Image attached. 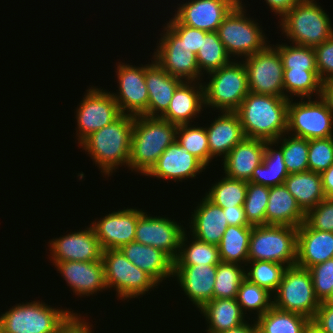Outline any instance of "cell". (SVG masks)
Here are the masks:
<instances>
[{
	"label": "cell",
	"instance_id": "cell-58",
	"mask_svg": "<svg viewBox=\"0 0 333 333\" xmlns=\"http://www.w3.org/2000/svg\"><path fill=\"white\" fill-rule=\"evenodd\" d=\"M248 319L245 323L241 324L238 327L229 329L227 331L221 332V333H256L258 330L257 325L255 323V320L251 318V320Z\"/></svg>",
	"mask_w": 333,
	"mask_h": 333
},
{
	"label": "cell",
	"instance_id": "cell-38",
	"mask_svg": "<svg viewBox=\"0 0 333 333\" xmlns=\"http://www.w3.org/2000/svg\"><path fill=\"white\" fill-rule=\"evenodd\" d=\"M283 86L285 98H313L321 96L322 81L317 70H284Z\"/></svg>",
	"mask_w": 333,
	"mask_h": 333
},
{
	"label": "cell",
	"instance_id": "cell-22",
	"mask_svg": "<svg viewBox=\"0 0 333 333\" xmlns=\"http://www.w3.org/2000/svg\"><path fill=\"white\" fill-rule=\"evenodd\" d=\"M217 265H174L173 281L198 311L213 299Z\"/></svg>",
	"mask_w": 333,
	"mask_h": 333
},
{
	"label": "cell",
	"instance_id": "cell-56",
	"mask_svg": "<svg viewBox=\"0 0 333 333\" xmlns=\"http://www.w3.org/2000/svg\"><path fill=\"white\" fill-rule=\"evenodd\" d=\"M320 97L325 101L329 111L333 115V78L322 82Z\"/></svg>",
	"mask_w": 333,
	"mask_h": 333
},
{
	"label": "cell",
	"instance_id": "cell-13",
	"mask_svg": "<svg viewBox=\"0 0 333 333\" xmlns=\"http://www.w3.org/2000/svg\"><path fill=\"white\" fill-rule=\"evenodd\" d=\"M163 25L153 59L171 76L202 82L206 77L199 70L196 54L165 23Z\"/></svg>",
	"mask_w": 333,
	"mask_h": 333
},
{
	"label": "cell",
	"instance_id": "cell-29",
	"mask_svg": "<svg viewBox=\"0 0 333 333\" xmlns=\"http://www.w3.org/2000/svg\"><path fill=\"white\" fill-rule=\"evenodd\" d=\"M119 250L131 263L150 275L159 285L165 283V280L172 281L174 261L162 250L136 241L121 246Z\"/></svg>",
	"mask_w": 333,
	"mask_h": 333
},
{
	"label": "cell",
	"instance_id": "cell-39",
	"mask_svg": "<svg viewBox=\"0 0 333 333\" xmlns=\"http://www.w3.org/2000/svg\"><path fill=\"white\" fill-rule=\"evenodd\" d=\"M236 301L248 319L254 320L273 306V295L245 278L237 292ZM249 312V314L247 313ZM254 314V315H251ZM254 316V317H250Z\"/></svg>",
	"mask_w": 333,
	"mask_h": 333
},
{
	"label": "cell",
	"instance_id": "cell-55",
	"mask_svg": "<svg viewBox=\"0 0 333 333\" xmlns=\"http://www.w3.org/2000/svg\"><path fill=\"white\" fill-rule=\"evenodd\" d=\"M88 320H90L89 316L86 319L78 317L62 333H94L93 324Z\"/></svg>",
	"mask_w": 333,
	"mask_h": 333
},
{
	"label": "cell",
	"instance_id": "cell-25",
	"mask_svg": "<svg viewBox=\"0 0 333 333\" xmlns=\"http://www.w3.org/2000/svg\"><path fill=\"white\" fill-rule=\"evenodd\" d=\"M205 109L202 82L183 81L175 90L169 108L161 116L177 126L195 123Z\"/></svg>",
	"mask_w": 333,
	"mask_h": 333
},
{
	"label": "cell",
	"instance_id": "cell-3",
	"mask_svg": "<svg viewBox=\"0 0 333 333\" xmlns=\"http://www.w3.org/2000/svg\"><path fill=\"white\" fill-rule=\"evenodd\" d=\"M289 99L249 92L235 111L246 138L275 141L287 133Z\"/></svg>",
	"mask_w": 333,
	"mask_h": 333
},
{
	"label": "cell",
	"instance_id": "cell-1",
	"mask_svg": "<svg viewBox=\"0 0 333 333\" xmlns=\"http://www.w3.org/2000/svg\"><path fill=\"white\" fill-rule=\"evenodd\" d=\"M133 123L134 116L122 114L77 145L91 157L104 178L112 177L122 166L128 168Z\"/></svg>",
	"mask_w": 333,
	"mask_h": 333
},
{
	"label": "cell",
	"instance_id": "cell-44",
	"mask_svg": "<svg viewBox=\"0 0 333 333\" xmlns=\"http://www.w3.org/2000/svg\"><path fill=\"white\" fill-rule=\"evenodd\" d=\"M286 268L277 262L248 261L245 266V277L273 295L281 283Z\"/></svg>",
	"mask_w": 333,
	"mask_h": 333
},
{
	"label": "cell",
	"instance_id": "cell-60",
	"mask_svg": "<svg viewBox=\"0 0 333 333\" xmlns=\"http://www.w3.org/2000/svg\"><path fill=\"white\" fill-rule=\"evenodd\" d=\"M326 301L333 303V292H332L331 296Z\"/></svg>",
	"mask_w": 333,
	"mask_h": 333
},
{
	"label": "cell",
	"instance_id": "cell-15",
	"mask_svg": "<svg viewBox=\"0 0 333 333\" xmlns=\"http://www.w3.org/2000/svg\"><path fill=\"white\" fill-rule=\"evenodd\" d=\"M116 92L110 91L121 114L130 116H148V90L145 84V65L132 63H115ZM131 64V65H130Z\"/></svg>",
	"mask_w": 333,
	"mask_h": 333
},
{
	"label": "cell",
	"instance_id": "cell-34",
	"mask_svg": "<svg viewBox=\"0 0 333 333\" xmlns=\"http://www.w3.org/2000/svg\"><path fill=\"white\" fill-rule=\"evenodd\" d=\"M310 321L306 316L283 311L275 306L255 319L260 333H304Z\"/></svg>",
	"mask_w": 333,
	"mask_h": 333
},
{
	"label": "cell",
	"instance_id": "cell-14",
	"mask_svg": "<svg viewBox=\"0 0 333 333\" xmlns=\"http://www.w3.org/2000/svg\"><path fill=\"white\" fill-rule=\"evenodd\" d=\"M242 61L247 72L249 92L284 97L283 63L272 44Z\"/></svg>",
	"mask_w": 333,
	"mask_h": 333
},
{
	"label": "cell",
	"instance_id": "cell-61",
	"mask_svg": "<svg viewBox=\"0 0 333 333\" xmlns=\"http://www.w3.org/2000/svg\"><path fill=\"white\" fill-rule=\"evenodd\" d=\"M0 333H5V331L3 330V328L0 326Z\"/></svg>",
	"mask_w": 333,
	"mask_h": 333
},
{
	"label": "cell",
	"instance_id": "cell-24",
	"mask_svg": "<svg viewBox=\"0 0 333 333\" xmlns=\"http://www.w3.org/2000/svg\"><path fill=\"white\" fill-rule=\"evenodd\" d=\"M218 116L208 120L205 125L208 136V145L210 151V164L215 161H221L227 154L244 138L242 125L235 112H218ZM207 125V126H206Z\"/></svg>",
	"mask_w": 333,
	"mask_h": 333
},
{
	"label": "cell",
	"instance_id": "cell-33",
	"mask_svg": "<svg viewBox=\"0 0 333 333\" xmlns=\"http://www.w3.org/2000/svg\"><path fill=\"white\" fill-rule=\"evenodd\" d=\"M288 175L282 149L274 141H266L263 162L254 169L248 182L268 187L278 186L284 184Z\"/></svg>",
	"mask_w": 333,
	"mask_h": 333
},
{
	"label": "cell",
	"instance_id": "cell-17",
	"mask_svg": "<svg viewBox=\"0 0 333 333\" xmlns=\"http://www.w3.org/2000/svg\"><path fill=\"white\" fill-rule=\"evenodd\" d=\"M47 245L50 262L102 260L103 249L91 224L84 229L53 238Z\"/></svg>",
	"mask_w": 333,
	"mask_h": 333
},
{
	"label": "cell",
	"instance_id": "cell-41",
	"mask_svg": "<svg viewBox=\"0 0 333 333\" xmlns=\"http://www.w3.org/2000/svg\"><path fill=\"white\" fill-rule=\"evenodd\" d=\"M176 140L189 153L198 158L207 168L210 165V151L205 125L197 123L179 125Z\"/></svg>",
	"mask_w": 333,
	"mask_h": 333
},
{
	"label": "cell",
	"instance_id": "cell-36",
	"mask_svg": "<svg viewBox=\"0 0 333 333\" xmlns=\"http://www.w3.org/2000/svg\"><path fill=\"white\" fill-rule=\"evenodd\" d=\"M220 262L217 245L199 241L187 231L184 233L174 265H218Z\"/></svg>",
	"mask_w": 333,
	"mask_h": 333
},
{
	"label": "cell",
	"instance_id": "cell-47",
	"mask_svg": "<svg viewBox=\"0 0 333 333\" xmlns=\"http://www.w3.org/2000/svg\"><path fill=\"white\" fill-rule=\"evenodd\" d=\"M333 164V136L308 140L309 171L322 173Z\"/></svg>",
	"mask_w": 333,
	"mask_h": 333
},
{
	"label": "cell",
	"instance_id": "cell-49",
	"mask_svg": "<svg viewBox=\"0 0 333 333\" xmlns=\"http://www.w3.org/2000/svg\"><path fill=\"white\" fill-rule=\"evenodd\" d=\"M305 221L313 229L333 233V198H326L311 208Z\"/></svg>",
	"mask_w": 333,
	"mask_h": 333
},
{
	"label": "cell",
	"instance_id": "cell-4",
	"mask_svg": "<svg viewBox=\"0 0 333 333\" xmlns=\"http://www.w3.org/2000/svg\"><path fill=\"white\" fill-rule=\"evenodd\" d=\"M177 125L161 117H134L128 170L145 176L176 140Z\"/></svg>",
	"mask_w": 333,
	"mask_h": 333
},
{
	"label": "cell",
	"instance_id": "cell-8",
	"mask_svg": "<svg viewBox=\"0 0 333 333\" xmlns=\"http://www.w3.org/2000/svg\"><path fill=\"white\" fill-rule=\"evenodd\" d=\"M102 261L107 289L112 291L114 288L117 300H140L145 294L159 288L150 275L131 263L119 249L103 250Z\"/></svg>",
	"mask_w": 333,
	"mask_h": 333
},
{
	"label": "cell",
	"instance_id": "cell-31",
	"mask_svg": "<svg viewBox=\"0 0 333 333\" xmlns=\"http://www.w3.org/2000/svg\"><path fill=\"white\" fill-rule=\"evenodd\" d=\"M198 311L207 324L206 333H221L240 326L248 319L242 312L236 298L212 299Z\"/></svg>",
	"mask_w": 333,
	"mask_h": 333
},
{
	"label": "cell",
	"instance_id": "cell-16",
	"mask_svg": "<svg viewBox=\"0 0 333 333\" xmlns=\"http://www.w3.org/2000/svg\"><path fill=\"white\" fill-rule=\"evenodd\" d=\"M186 231L175 218L152 215L145 210L138 217L134 241L160 249L174 261Z\"/></svg>",
	"mask_w": 333,
	"mask_h": 333
},
{
	"label": "cell",
	"instance_id": "cell-5",
	"mask_svg": "<svg viewBox=\"0 0 333 333\" xmlns=\"http://www.w3.org/2000/svg\"><path fill=\"white\" fill-rule=\"evenodd\" d=\"M320 4L316 0H303L278 20L277 28L288 43L314 48L331 37V16Z\"/></svg>",
	"mask_w": 333,
	"mask_h": 333
},
{
	"label": "cell",
	"instance_id": "cell-27",
	"mask_svg": "<svg viewBox=\"0 0 333 333\" xmlns=\"http://www.w3.org/2000/svg\"><path fill=\"white\" fill-rule=\"evenodd\" d=\"M265 146V140L245 137L220 162L223 174L248 182L254 169L263 162Z\"/></svg>",
	"mask_w": 333,
	"mask_h": 333
},
{
	"label": "cell",
	"instance_id": "cell-2",
	"mask_svg": "<svg viewBox=\"0 0 333 333\" xmlns=\"http://www.w3.org/2000/svg\"><path fill=\"white\" fill-rule=\"evenodd\" d=\"M71 309L51 306L38 299L20 302L1 312L0 326L5 333H62L78 317L89 315Z\"/></svg>",
	"mask_w": 333,
	"mask_h": 333
},
{
	"label": "cell",
	"instance_id": "cell-7",
	"mask_svg": "<svg viewBox=\"0 0 333 333\" xmlns=\"http://www.w3.org/2000/svg\"><path fill=\"white\" fill-rule=\"evenodd\" d=\"M205 76L207 80L202 81L205 110L235 112L249 93L247 72L240 59H232Z\"/></svg>",
	"mask_w": 333,
	"mask_h": 333
},
{
	"label": "cell",
	"instance_id": "cell-11",
	"mask_svg": "<svg viewBox=\"0 0 333 333\" xmlns=\"http://www.w3.org/2000/svg\"><path fill=\"white\" fill-rule=\"evenodd\" d=\"M320 303L315 295L309 270L297 265L287 267L273 294V306L312 320Z\"/></svg>",
	"mask_w": 333,
	"mask_h": 333
},
{
	"label": "cell",
	"instance_id": "cell-23",
	"mask_svg": "<svg viewBox=\"0 0 333 333\" xmlns=\"http://www.w3.org/2000/svg\"><path fill=\"white\" fill-rule=\"evenodd\" d=\"M196 202L186 226L187 232L199 241L219 245L228 228V223L221 207L215 205L204 195Z\"/></svg>",
	"mask_w": 333,
	"mask_h": 333
},
{
	"label": "cell",
	"instance_id": "cell-20",
	"mask_svg": "<svg viewBox=\"0 0 333 333\" xmlns=\"http://www.w3.org/2000/svg\"><path fill=\"white\" fill-rule=\"evenodd\" d=\"M240 0H186L171 15L181 24L206 32H216L224 17Z\"/></svg>",
	"mask_w": 333,
	"mask_h": 333
},
{
	"label": "cell",
	"instance_id": "cell-51",
	"mask_svg": "<svg viewBox=\"0 0 333 333\" xmlns=\"http://www.w3.org/2000/svg\"><path fill=\"white\" fill-rule=\"evenodd\" d=\"M317 71L323 82L333 78V34L329 39L314 47Z\"/></svg>",
	"mask_w": 333,
	"mask_h": 333
},
{
	"label": "cell",
	"instance_id": "cell-6",
	"mask_svg": "<svg viewBox=\"0 0 333 333\" xmlns=\"http://www.w3.org/2000/svg\"><path fill=\"white\" fill-rule=\"evenodd\" d=\"M243 1L240 0L231 9L216 31L227 54L233 60L239 58L242 60L262 51L271 43L264 32L265 30L257 22L259 20L249 16L248 9H245L247 4H244Z\"/></svg>",
	"mask_w": 333,
	"mask_h": 333
},
{
	"label": "cell",
	"instance_id": "cell-35",
	"mask_svg": "<svg viewBox=\"0 0 333 333\" xmlns=\"http://www.w3.org/2000/svg\"><path fill=\"white\" fill-rule=\"evenodd\" d=\"M252 226H228L218 245L220 260L246 266Z\"/></svg>",
	"mask_w": 333,
	"mask_h": 333
},
{
	"label": "cell",
	"instance_id": "cell-43",
	"mask_svg": "<svg viewBox=\"0 0 333 333\" xmlns=\"http://www.w3.org/2000/svg\"><path fill=\"white\" fill-rule=\"evenodd\" d=\"M283 152L289 174L308 171V139L285 133L274 141Z\"/></svg>",
	"mask_w": 333,
	"mask_h": 333
},
{
	"label": "cell",
	"instance_id": "cell-12",
	"mask_svg": "<svg viewBox=\"0 0 333 333\" xmlns=\"http://www.w3.org/2000/svg\"><path fill=\"white\" fill-rule=\"evenodd\" d=\"M89 85L76 109V143L78 145L93 132L110 125L122 114L110 91Z\"/></svg>",
	"mask_w": 333,
	"mask_h": 333
},
{
	"label": "cell",
	"instance_id": "cell-9",
	"mask_svg": "<svg viewBox=\"0 0 333 333\" xmlns=\"http://www.w3.org/2000/svg\"><path fill=\"white\" fill-rule=\"evenodd\" d=\"M297 227L283 225L252 226L248 261L277 262L286 267L296 265Z\"/></svg>",
	"mask_w": 333,
	"mask_h": 333
},
{
	"label": "cell",
	"instance_id": "cell-59",
	"mask_svg": "<svg viewBox=\"0 0 333 333\" xmlns=\"http://www.w3.org/2000/svg\"><path fill=\"white\" fill-rule=\"evenodd\" d=\"M304 333H326V332L321 330L316 324L310 321L309 324L306 326Z\"/></svg>",
	"mask_w": 333,
	"mask_h": 333
},
{
	"label": "cell",
	"instance_id": "cell-50",
	"mask_svg": "<svg viewBox=\"0 0 333 333\" xmlns=\"http://www.w3.org/2000/svg\"><path fill=\"white\" fill-rule=\"evenodd\" d=\"M165 24L191 49L197 54L202 44V38L208 33L206 31L196 29L190 26L181 24L173 15Z\"/></svg>",
	"mask_w": 333,
	"mask_h": 333
},
{
	"label": "cell",
	"instance_id": "cell-52",
	"mask_svg": "<svg viewBox=\"0 0 333 333\" xmlns=\"http://www.w3.org/2000/svg\"><path fill=\"white\" fill-rule=\"evenodd\" d=\"M311 321L324 332L333 333V303L321 302Z\"/></svg>",
	"mask_w": 333,
	"mask_h": 333
},
{
	"label": "cell",
	"instance_id": "cell-40",
	"mask_svg": "<svg viewBox=\"0 0 333 333\" xmlns=\"http://www.w3.org/2000/svg\"><path fill=\"white\" fill-rule=\"evenodd\" d=\"M200 72L205 76L211 71L227 65L232 58L227 54L217 32H208L202 38V44L196 54Z\"/></svg>",
	"mask_w": 333,
	"mask_h": 333
},
{
	"label": "cell",
	"instance_id": "cell-37",
	"mask_svg": "<svg viewBox=\"0 0 333 333\" xmlns=\"http://www.w3.org/2000/svg\"><path fill=\"white\" fill-rule=\"evenodd\" d=\"M218 180V181H217ZM211 185L203 194L208 200L221 208L243 206L248 182L245 180L232 179L224 174Z\"/></svg>",
	"mask_w": 333,
	"mask_h": 333
},
{
	"label": "cell",
	"instance_id": "cell-30",
	"mask_svg": "<svg viewBox=\"0 0 333 333\" xmlns=\"http://www.w3.org/2000/svg\"><path fill=\"white\" fill-rule=\"evenodd\" d=\"M306 220V213L283 185L269 187L265 225L299 227Z\"/></svg>",
	"mask_w": 333,
	"mask_h": 333
},
{
	"label": "cell",
	"instance_id": "cell-26",
	"mask_svg": "<svg viewBox=\"0 0 333 333\" xmlns=\"http://www.w3.org/2000/svg\"><path fill=\"white\" fill-rule=\"evenodd\" d=\"M332 258V232L313 229L306 221L297 227V266L308 269Z\"/></svg>",
	"mask_w": 333,
	"mask_h": 333
},
{
	"label": "cell",
	"instance_id": "cell-18",
	"mask_svg": "<svg viewBox=\"0 0 333 333\" xmlns=\"http://www.w3.org/2000/svg\"><path fill=\"white\" fill-rule=\"evenodd\" d=\"M144 209L127 206L91 221V226L103 250L119 249L135 239L138 217Z\"/></svg>",
	"mask_w": 333,
	"mask_h": 333
},
{
	"label": "cell",
	"instance_id": "cell-57",
	"mask_svg": "<svg viewBox=\"0 0 333 333\" xmlns=\"http://www.w3.org/2000/svg\"><path fill=\"white\" fill-rule=\"evenodd\" d=\"M322 189L326 198H333V164L321 173Z\"/></svg>",
	"mask_w": 333,
	"mask_h": 333
},
{
	"label": "cell",
	"instance_id": "cell-21",
	"mask_svg": "<svg viewBox=\"0 0 333 333\" xmlns=\"http://www.w3.org/2000/svg\"><path fill=\"white\" fill-rule=\"evenodd\" d=\"M77 298L95 296L108 290L103 261L51 262ZM94 294V295H93Z\"/></svg>",
	"mask_w": 333,
	"mask_h": 333
},
{
	"label": "cell",
	"instance_id": "cell-53",
	"mask_svg": "<svg viewBox=\"0 0 333 333\" xmlns=\"http://www.w3.org/2000/svg\"><path fill=\"white\" fill-rule=\"evenodd\" d=\"M222 209L229 226H252L247 220L243 206H233L231 208Z\"/></svg>",
	"mask_w": 333,
	"mask_h": 333
},
{
	"label": "cell",
	"instance_id": "cell-10",
	"mask_svg": "<svg viewBox=\"0 0 333 333\" xmlns=\"http://www.w3.org/2000/svg\"><path fill=\"white\" fill-rule=\"evenodd\" d=\"M287 133L308 140L332 137L333 115L325 101L321 97L289 99Z\"/></svg>",
	"mask_w": 333,
	"mask_h": 333
},
{
	"label": "cell",
	"instance_id": "cell-48",
	"mask_svg": "<svg viewBox=\"0 0 333 333\" xmlns=\"http://www.w3.org/2000/svg\"><path fill=\"white\" fill-rule=\"evenodd\" d=\"M316 297L326 301L333 292V258L308 268Z\"/></svg>",
	"mask_w": 333,
	"mask_h": 333
},
{
	"label": "cell",
	"instance_id": "cell-46",
	"mask_svg": "<svg viewBox=\"0 0 333 333\" xmlns=\"http://www.w3.org/2000/svg\"><path fill=\"white\" fill-rule=\"evenodd\" d=\"M268 199V186L248 182L243 207L247 220L252 226L265 225V214Z\"/></svg>",
	"mask_w": 333,
	"mask_h": 333
},
{
	"label": "cell",
	"instance_id": "cell-32",
	"mask_svg": "<svg viewBox=\"0 0 333 333\" xmlns=\"http://www.w3.org/2000/svg\"><path fill=\"white\" fill-rule=\"evenodd\" d=\"M284 186L305 213L326 199L320 173L308 170L289 174L284 180Z\"/></svg>",
	"mask_w": 333,
	"mask_h": 333
},
{
	"label": "cell",
	"instance_id": "cell-54",
	"mask_svg": "<svg viewBox=\"0 0 333 333\" xmlns=\"http://www.w3.org/2000/svg\"><path fill=\"white\" fill-rule=\"evenodd\" d=\"M266 5L279 20L303 0H264Z\"/></svg>",
	"mask_w": 333,
	"mask_h": 333
},
{
	"label": "cell",
	"instance_id": "cell-19",
	"mask_svg": "<svg viewBox=\"0 0 333 333\" xmlns=\"http://www.w3.org/2000/svg\"><path fill=\"white\" fill-rule=\"evenodd\" d=\"M207 167L194 155L189 153L180 145L177 140L170 144L160 155L157 163L145 175L150 178H156L174 182H184L185 180L195 179Z\"/></svg>",
	"mask_w": 333,
	"mask_h": 333
},
{
	"label": "cell",
	"instance_id": "cell-28",
	"mask_svg": "<svg viewBox=\"0 0 333 333\" xmlns=\"http://www.w3.org/2000/svg\"><path fill=\"white\" fill-rule=\"evenodd\" d=\"M145 64V84L148 90V117H161L169 108L182 79L168 74L154 59Z\"/></svg>",
	"mask_w": 333,
	"mask_h": 333
},
{
	"label": "cell",
	"instance_id": "cell-42",
	"mask_svg": "<svg viewBox=\"0 0 333 333\" xmlns=\"http://www.w3.org/2000/svg\"><path fill=\"white\" fill-rule=\"evenodd\" d=\"M245 278V266L221 261L217 265L213 299L236 298L239 286Z\"/></svg>",
	"mask_w": 333,
	"mask_h": 333
},
{
	"label": "cell",
	"instance_id": "cell-45",
	"mask_svg": "<svg viewBox=\"0 0 333 333\" xmlns=\"http://www.w3.org/2000/svg\"><path fill=\"white\" fill-rule=\"evenodd\" d=\"M289 44L286 42H281V44L278 42L276 45L272 44L281 56L284 70H317L313 47Z\"/></svg>",
	"mask_w": 333,
	"mask_h": 333
}]
</instances>
